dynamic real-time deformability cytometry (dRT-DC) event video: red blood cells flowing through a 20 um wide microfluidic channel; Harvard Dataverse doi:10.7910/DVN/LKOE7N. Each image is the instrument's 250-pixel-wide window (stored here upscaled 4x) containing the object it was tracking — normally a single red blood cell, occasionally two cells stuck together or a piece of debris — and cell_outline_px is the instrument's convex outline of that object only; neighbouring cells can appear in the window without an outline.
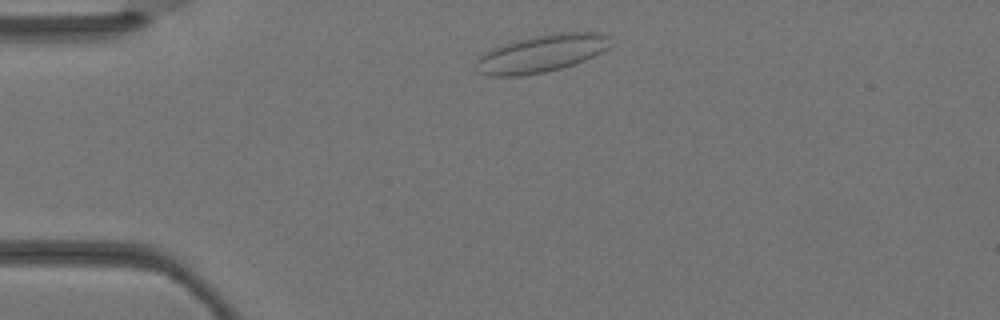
{"species": "Egyptian fruit bat (a non-hibernating species)", "species_latin": "Rousettus aegyptiacus", "temperature_condition": "warm", "stored_images_in_passage": 2, "camera_frame_rate_fps": 3000, "um_per_image_px": 0.085, "animal": {"sex": "female"}, "frame": {"image": 1, "passage_image": 1, "time_ms": 0.0, "image_size_px": [1000, 320], "cell_outline_px": [[608, 48], [584, 60], [560, 68], [544, 72], [520, 76], [488, 76], [476, 72], [476, 60], [480, 56], [492, 48], [504, 44], [532, 36], [552, 32], [600, 32], [608, 36]], "centroid_in_image_um": [45.97, 4.55], "position_along_channel_um": 39.0, "area_um2": 29.13}}